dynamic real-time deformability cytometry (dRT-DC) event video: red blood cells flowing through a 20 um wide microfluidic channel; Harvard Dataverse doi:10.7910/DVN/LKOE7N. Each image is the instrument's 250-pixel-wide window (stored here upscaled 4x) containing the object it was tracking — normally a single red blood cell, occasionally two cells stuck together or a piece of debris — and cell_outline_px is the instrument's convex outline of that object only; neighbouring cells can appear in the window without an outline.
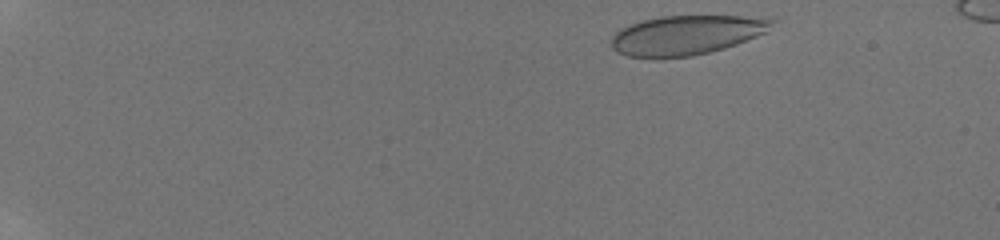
{"species": "human", "species_latin": "Homo sapiens", "temperature_condition": "room temperature", "stored_images_in_passage": 94, "camera_frame_rate_fps": 3000, "um_per_image_px": 0.085, "donor": {"sex": "male"}, "frame": {"image": 1, "passage_image": 3, "time_ms": 0.333, "image_size_px": [1000, 240], "cell_outline_px": [[776, 20], [764, 32], [756, 36], [736, 44], [724, 48], [692, 56], [628, 56], [612, 48], [612, 36], [620, 28], [640, 20], [660, 16], [776, 16]], "centroid_in_image_um": [58.39, 2.94], "position_along_channel_um": 26.6, "area_um2": 36.59}}
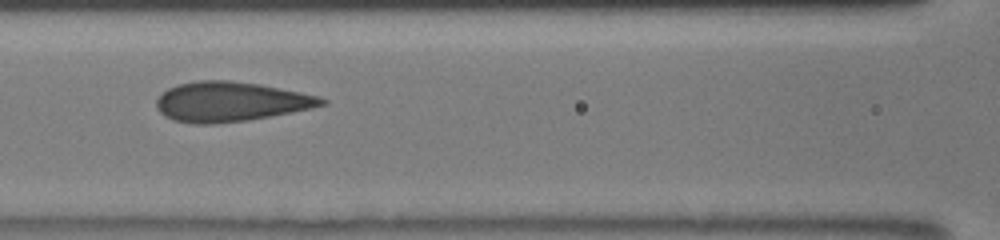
{"frame": {"image": 2, "passage_image": 32, "time_ms": 6.667, "image_size_px": [1000, 240], "cell_outline_px": [[328, 104], [312, 108], [292, 112], [248, 120], [212, 124], [192, 124], [172, 120], [164, 116], [156, 108], [156, 100], [168, 88], [176, 84], [196, 80], [228, 80], [260, 84], [320, 96], [328, 100]], "centroid_in_image_um": [19.59, 8.64], "position_along_channel_um": 147.0, "area_um2": 38.49}}
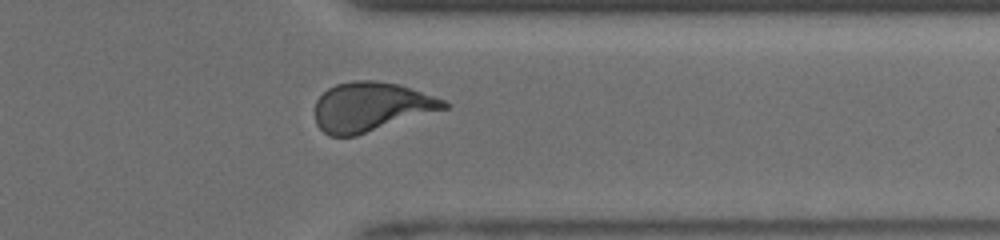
{"frame": {"image": 3, "passage_image": 75, "time_ms": 12.333, "image_size_px": [1000, 240], "cell_outline_px": [[452, 104], [448, 108], [356, 136], [328, 136], [316, 124], [316, 100], [328, 88], [336, 84], [352, 80], [376, 80], [400, 84], [444, 100]], "centroid_in_image_um": [31.55, 9.07], "position_along_channel_um": 379.9, "area_um2": 37.11}}